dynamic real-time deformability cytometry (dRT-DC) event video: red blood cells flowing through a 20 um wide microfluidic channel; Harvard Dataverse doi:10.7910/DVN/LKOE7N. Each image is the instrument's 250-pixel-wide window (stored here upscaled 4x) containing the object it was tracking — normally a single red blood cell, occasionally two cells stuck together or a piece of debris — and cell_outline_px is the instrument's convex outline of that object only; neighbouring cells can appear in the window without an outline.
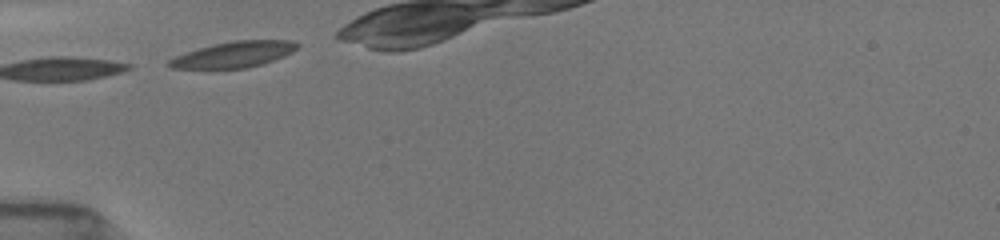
{"species": "common noctule bat (a hibernating species)", "species_latin": "Nyctalus noctula", "temperature_condition": "room temperature", "stored_images_in_passage": 3, "camera_frame_rate_fps": 3000, "um_per_image_px": 0.085, "animal": {"sex": "female", "body_mass_g": 19.5, "forearm_length_mm": 54.1}, "frame": {"image": 1, "passage_image": 1, "time_ms": 0.0, "image_size_px": [1000, 240], "cell_outline_px": [[300, 44], [292, 52], [284, 56], [260, 64], [244, 68], [208, 72], [172, 68], [164, 64], [168, 60], [176, 56], [200, 48], [216, 44], [236, 40], [292, 40]], "centroid_in_image_um": [19.77, 4.69], "position_along_channel_um": 65.2, "area_um2": 20.0}}